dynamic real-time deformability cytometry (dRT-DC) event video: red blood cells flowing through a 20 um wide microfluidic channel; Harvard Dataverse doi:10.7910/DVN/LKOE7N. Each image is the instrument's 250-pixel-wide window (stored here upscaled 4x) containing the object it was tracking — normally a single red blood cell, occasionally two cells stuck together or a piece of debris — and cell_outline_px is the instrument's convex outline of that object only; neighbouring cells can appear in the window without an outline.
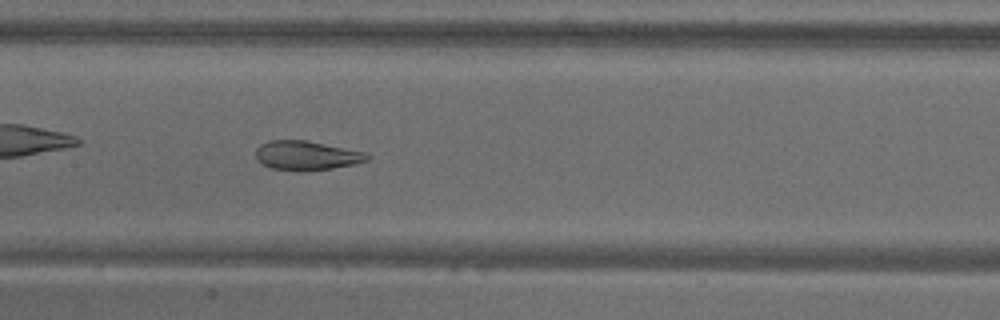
{"species": "common noctule bat (a hibernating species)", "species_latin": "Nyctalus noctula", "temperature_condition": "warm", "stored_images_in_passage": 39, "camera_frame_rate_fps": 3000, "um_per_image_px": 0.085, "animal": {"sex": "male", "body_mass_g": 18.8}, "frame": {"image": 1, "passage_image": 12, "time_ms": 3.667, "image_size_px": [1000, 320], "cell_outline_px": [[372, 156], [368, 160], [352, 164], [332, 168], [304, 172], [272, 168], [256, 160], [256, 148], [260, 144], [268, 140], [304, 140], [368, 152]], "centroid_in_image_um": [26.06, 13.22], "position_along_channel_um": 181.3, "area_um2": 19.13}}
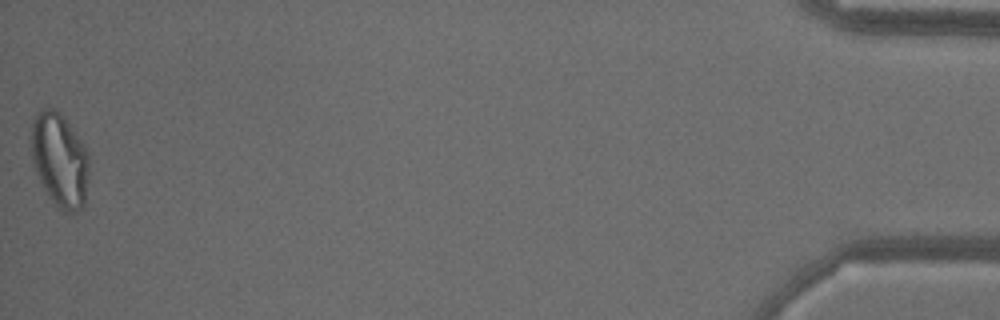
{"frame": {"image": 2, "passage_image": 39, "time_ms": 12.667, "image_size_px": [1000, 320], "cell_outline_px": [[88, 180], [84, 204], [76, 212], [68, 216], [60, 212], [56, 208], [48, 196], [36, 172], [32, 160], [32, 120], [36, 112], [44, 108], [52, 108], [60, 112], [64, 116], [84, 144], [88, 152]], "centroid_in_image_um": [5.09, 13.63], "position_along_channel_um": 430.1, "area_um2": 32.14}, "authors_computed_cell_mechanics": {"area_um2": 21.5016, "velocity_mm_per_s": 3.8179, "shape_relaxation_time_tau1_ms": null, "shape_relaxation_time_tau2_ms": 1.2114, "deformation_change_tau1": null, "deformation_change_tau2": 0.0823}}